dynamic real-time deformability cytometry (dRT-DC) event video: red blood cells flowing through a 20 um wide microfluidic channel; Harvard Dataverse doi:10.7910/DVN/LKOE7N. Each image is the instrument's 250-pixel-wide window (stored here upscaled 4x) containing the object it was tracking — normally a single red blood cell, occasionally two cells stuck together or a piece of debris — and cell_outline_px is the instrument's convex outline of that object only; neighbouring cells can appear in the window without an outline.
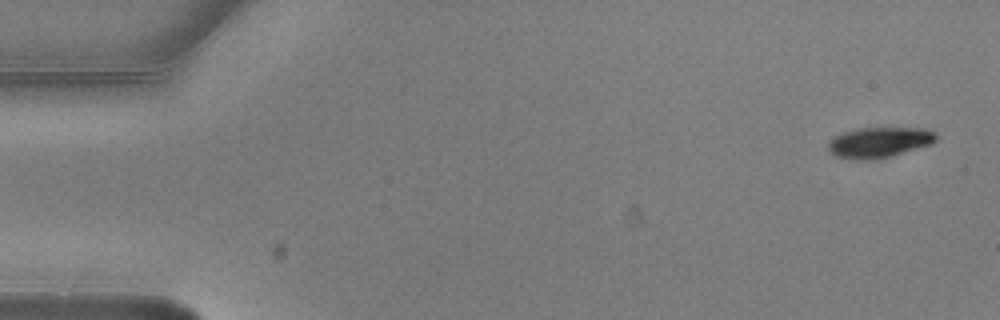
{"species": "common noctule bat (a hibernating species)", "species_latin": "Nyctalus noctula", "temperature_condition": "warm", "stored_images_in_passage": 5, "camera_frame_rate_fps": 3000, "um_per_image_px": 0.085, "animal": {"sex": "male", "body_mass_g": 20.5, "forearm_length_mm": 52.5}, "frame": {"image": 1, "passage_image": 1, "time_ms": 0.0, "image_size_px": [1000, 320], "cell_outline_px": [[936, 140], [932, 144], [888, 156], [872, 160], [856, 160], [836, 156], [828, 148], [828, 144], [836, 136], [844, 132], [856, 128], [924, 128], [936, 132]], "centroid_in_image_um": [74.75, 12.09], "position_along_channel_um": 10.2, "area_um2": 18.9}}
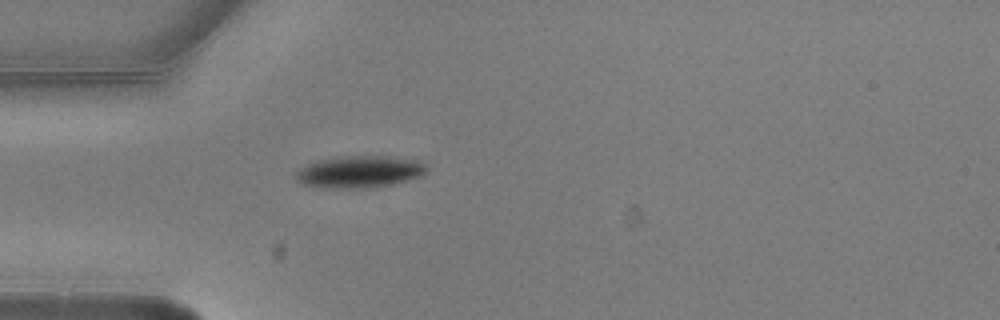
{"frame": {"image": 2, "passage_image": 5, "time_ms": 1.333, "image_size_px": [1000, 320], "cell_outline_px": [[428, 168], [420, 176], [408, 180], [376, 188], [320, 188], [300, 184], [296, 180], [296, 172], [300, 168], [316, 160], [340, 156], [388, 156], [416, 160], [424, 164]], "centroid_in_image_um": [30.51, 14.61], "position_along_channel_um": 54.5, "area_um2": 24.62}}